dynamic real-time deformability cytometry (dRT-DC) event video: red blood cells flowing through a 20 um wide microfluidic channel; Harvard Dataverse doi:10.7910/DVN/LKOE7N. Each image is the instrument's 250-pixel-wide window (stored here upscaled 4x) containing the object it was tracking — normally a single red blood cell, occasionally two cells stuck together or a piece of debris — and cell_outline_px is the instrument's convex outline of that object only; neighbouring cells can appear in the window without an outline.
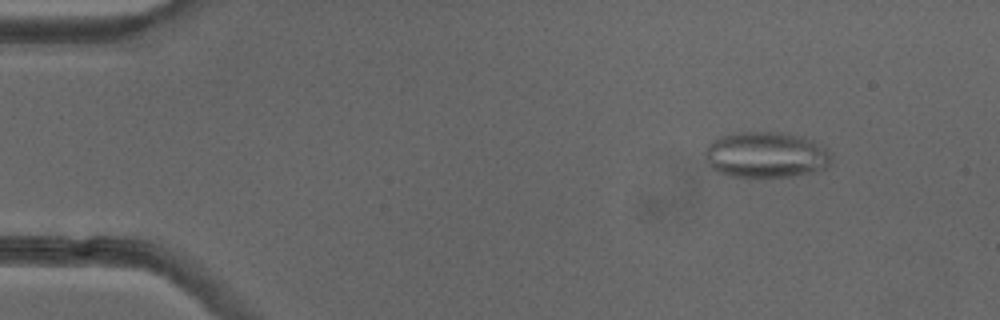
{"species": "common noctule bat (a hibernating species)", "species_latin": "Nyctalus noctula", "temperature_condition": "cold", "stored_images_in_passage": 51, "camera_frame_rate_fps": 3000, "um_per_image_px": 0.085, "animal": {"sex": "female"}, "frame": {"image": 1, "passage_image": 6, "time_ms": 1.667, "image_size_px": [1000, 320], "cell_outline_px": [[828, 164], [824, 168], [816, 172], [792, 176], [728, 176], [716, 172], [708, 164], [704, 156], [704, 148], [712, 140], [724, 136], [740, 132], [772, 132], [800, 136], [812, 140], [828, 148]], "centroid_in_image_um": [65.05, 13.16], "position_along_channel_um": 19.9, "area_um2": 33.58}}
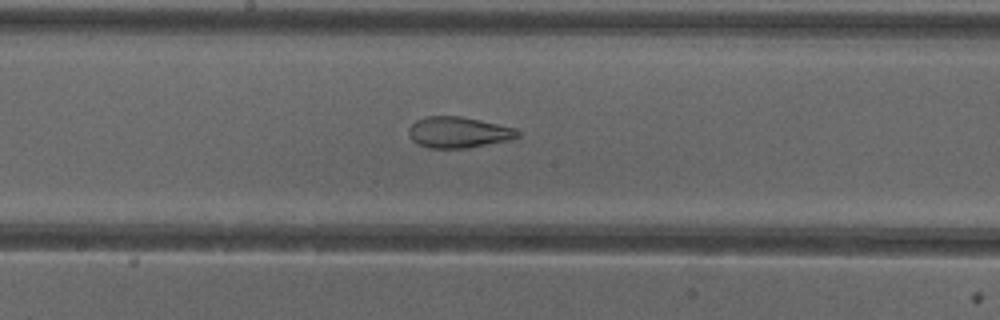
{"frame": {"image": 2, "passage_image": 27, "time_ms": 8.667, "image_size_px": [1000, 320], "cell_outline_px": [[520, 136], [508, 140], [468, 148], [428, 148], [416, 144], [408, 136], [408, 128], [416, 120], [428, 116], [460, 116], [480, 120], [516, 128], [520, 132]], "centroid_in_image_um": [38.94, 11.25], "position_along_channel_um": 209.3, "area_um2": 19.83}}
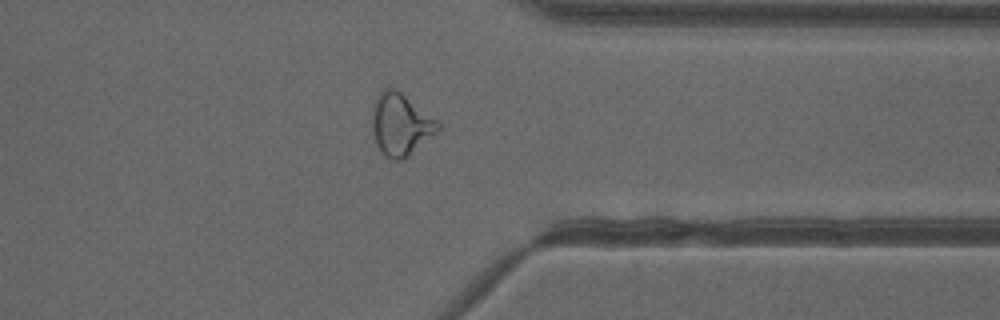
{"frame": {"image": 3, "passage_image": 40, "time_ms": 13.0, "image_size_px": [1000, 320], "cell_outline_px": [[440, 132], [404, 160], [392, 160], [384, 156], [376, 144], [372, 132], [372, 104], [376, 96], [384, 88], [392, 88], [400, 92], [440, 120]], "centroid_in_image_um": [34.08, 10.6], "position_along_channel_um": 377.3, "area_um2": 24.51}, "authors_computed_cell_mechanics": {"area_um2": 24.7962, "velocity_mm_per_s": 3.9986, "shape_relaxation_time_tau1_ms": null, "shape_relaxation_time_tau2_ms": 1.2211, "deformation_change_tau1": null, "deformation_change_tau2": 0.0963}}